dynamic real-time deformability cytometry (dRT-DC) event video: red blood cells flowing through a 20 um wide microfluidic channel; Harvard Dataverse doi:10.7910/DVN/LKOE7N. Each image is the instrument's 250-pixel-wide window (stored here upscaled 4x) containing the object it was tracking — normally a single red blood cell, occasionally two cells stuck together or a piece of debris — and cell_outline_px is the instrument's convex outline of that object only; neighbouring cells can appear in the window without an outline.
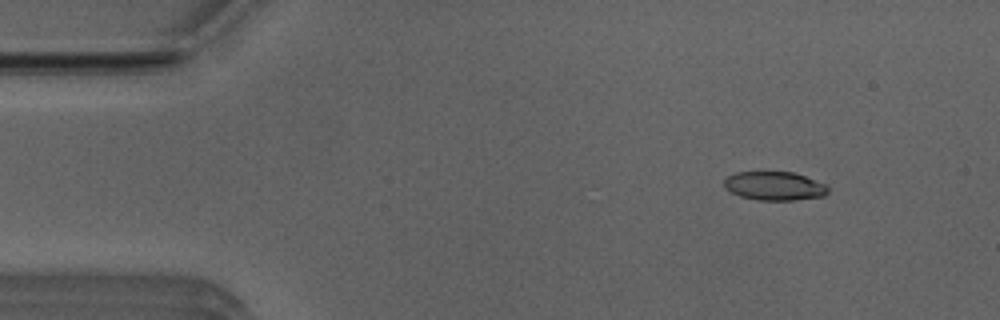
{"species": "Egyptian fruit bat (a non-hibernating species)", "species_latin": "Rousettus aegyptiacus", "temperature_condition": "room temperature", "stored_images_in_passage": 52, "camera_frame_rate_fps": 3000, "um_per_image_px": 0.085, "animal": {"sex": "male"}, "frame": {"image": 1, "passage_image": 6, "time_ms": 1.667, "image_size_px": [1000, 320], "cell_outline_px": [[828, 192], [824, 196], [792, 200], [760, 200], [740, 196], [724, 188], [724, 180], [728, 176], [736, 172], [796, 172], [828, 184]], "centroid_in_image_um": [65.87, 15.79], "position_along_channel_um": 19.1, "area_um2": 17.51}}
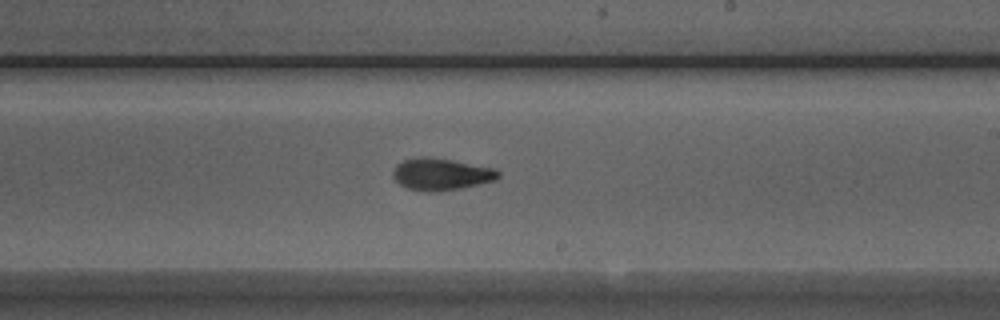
{"frame": {"image": 2, "passage_image": 30, "time_ms": 9.667, "image_size_px": [1000, 320], "cell_outline_px": [[500, 176], [496, 180], [460, 188], [436, 192], [428, 192], [408, 188], [400, 184], [392, 176], [392, 168], [396, 164], [404, 160], [420, 156], [428, 156], [452, 160], [496, 168], [500, 172]], "centroid_in_image_um": [37.49, 14.79], "position_along_channel_um": 251.5, "area_um2": 19.77}}
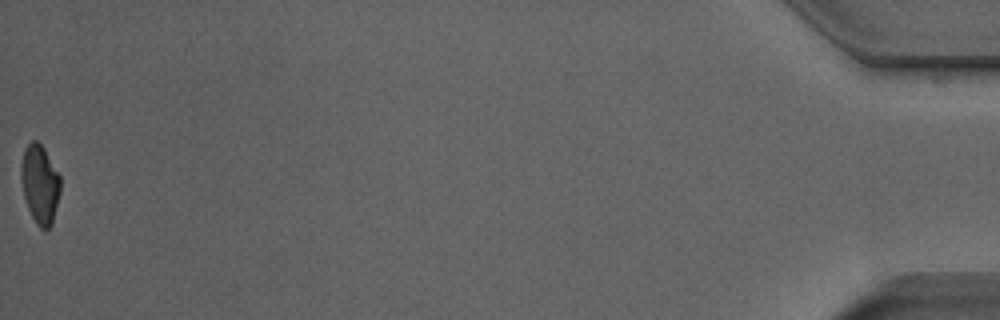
{"frame": {"image": 3, "passage_image": 52, "time_ms": 17.0, "image_size_px": [1000, 320], "cell_outline_px": [[60, 192], [52, 224], [48, 228], [40, 228], [36, 224], [28, 208], [24, 196], [20, 176], [20, 168], [24, 148], [32, 140], [36, 140], [44, 148], [60, 176]], "centroid_in_image_um": [3.38, 15.63], "position_along_channel_um": 431.8, "area_um2": 17.98}, "authors_computed_cell_mechanics": {"area_um2": 18.6405, "velocity_mm_per_s": 3.9292, "shape_relaxation_time_tau1_ms": 3.9064, "shape_relaxation_time_tau2_ms": 2.1135, "deformation_change_tau1": 0.1709, "deformation_change_tau2": 0.0883}}